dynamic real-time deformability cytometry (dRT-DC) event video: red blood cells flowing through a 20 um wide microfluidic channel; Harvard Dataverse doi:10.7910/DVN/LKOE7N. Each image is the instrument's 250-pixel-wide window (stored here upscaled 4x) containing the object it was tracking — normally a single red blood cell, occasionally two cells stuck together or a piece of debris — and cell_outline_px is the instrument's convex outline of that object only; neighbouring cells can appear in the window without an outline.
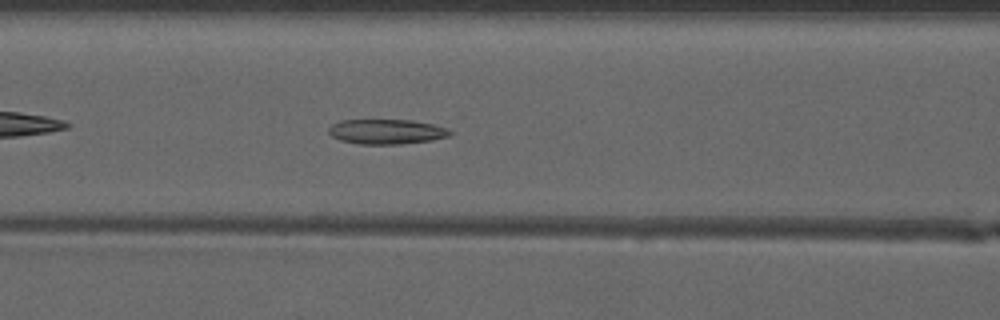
{"species": "common noctule bat (a hibernating species)", "species_latin": "Nyctalus noctula", "temperature_condition": "warm", "stored_images_in_passage": 37, "camera_frame_rate_fps": 3000, "um_per_image_px": 0.085, "animal": {"sex": "male", "forearm_length_mm": 52.5}, "frame": {"image": 1, "passage_image": 9, "time_ms": 2.667, "image_size_px": [1000, 320], "cell_outline_px": [[452, 132], [448, 136], [432, 140], [396, 144], [360, 144], [340, 140], [332, 136], [328, 132], [328, 128], [332, 124], [340, 120], [412, 120], [432, 124], [448, 128]], "centroid_in_image_um": [32.83, 11.18], "position_along_channel_um": 133.8, "area_um2": 17.51}}
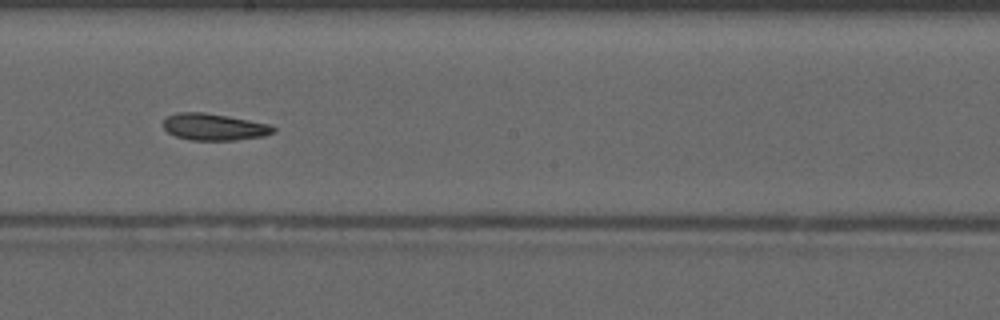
{"frame": {"image": 2, "passage_image": 16, "time_ms": 5.0, "image_size_px": [1000, 320], "cell_outline_px": [[276, 132], [264, 136], [236, 140], [192, 140], [176, 136], [168, 132], [164, 128], [164, 120], [168, 116], [176, 112], [204, 112], [228, 116], [272, 124], [276, 128]], "centroid_in_image_um": [18.25, 10.78], "position_along_channel_um": 229.9, "area_um2": 17.28}}
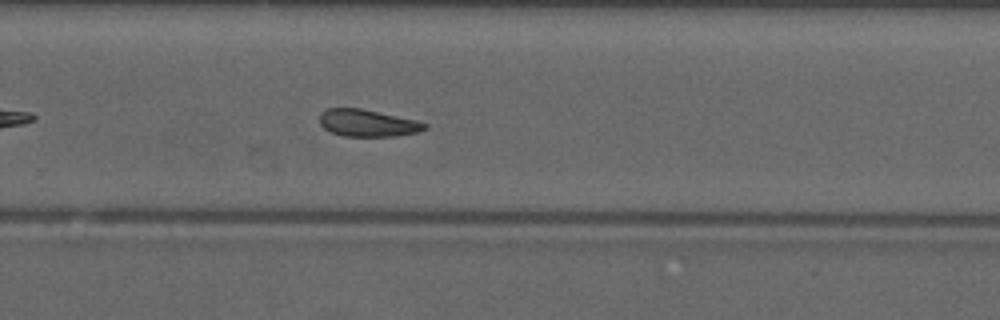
{"frame": {"image": 3, "passage_image": 21, "time_ms": 6.667, "image_size_px": [1000, 320], "cell_outline_px": [[428, 128], [420, 132], [396, 136], [344, 136], [332, 132], [324, 128], [320, 124], [320, 112], [328, 108], [360, 108], [420, 116], [428, 124]], "centroid_in_image_um": [31.47, 10.42], "position_along_channel_um": 298.3, "area_um2": 17.8}, "authors_computed_cell_mechanics": {"area_um2": 17.7446, "velocity_mm_per_s": 4.1262, "shape_relaxation_time_tau1_ms": null, "shape_relaxation_time_tau2_ms": 3.2177, "deformation_change_tau1": null, "deformation_change_tau2": 0.0981}}